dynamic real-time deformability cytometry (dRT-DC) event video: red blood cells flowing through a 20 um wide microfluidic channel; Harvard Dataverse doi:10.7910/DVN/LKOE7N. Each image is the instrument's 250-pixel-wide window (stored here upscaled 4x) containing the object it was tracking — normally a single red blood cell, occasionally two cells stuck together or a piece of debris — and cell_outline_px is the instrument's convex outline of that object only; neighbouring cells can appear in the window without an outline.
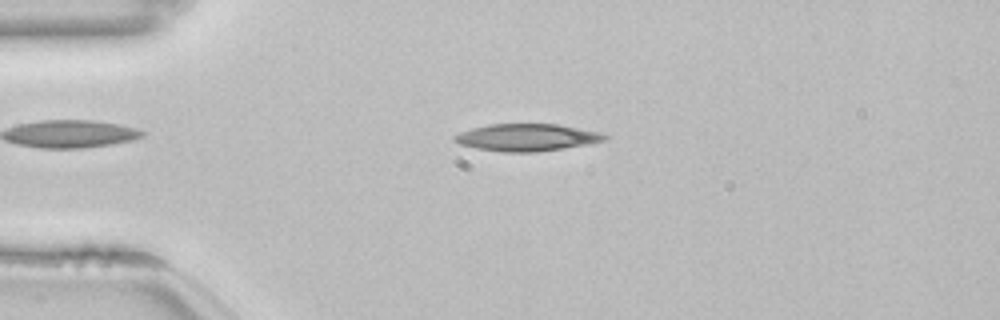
{"species": "common noctule bat (a hibernating species)", "species_latin": "Nyctalus noctula", "temperature_condition": "room temperature", "stored_images_in_passage": 39, "camera_frame_rate_fps": 3000, "um_per_image_px": 0.085, "animal": {"sex": "female", "body_mass_g": 22.7, "forearm_length_mm": 54.2}, "frame": {"image": 1, "passage_image": 12, "time_ms": 3.667, "image_size_px": [1000, 320], "cell_outline_px": [[608, 140], [536, 152], [500, 152], [476, 148], [460, 144], [452, 140], [452, 136], [460, 132], [472, 128], [488, 124], [556, 124], [600, 132], [608, 136]], "centroid_in_image_um": [44.72, 11.68], "position_along_channel_um": 40.3, "area_um2": 23.64}}
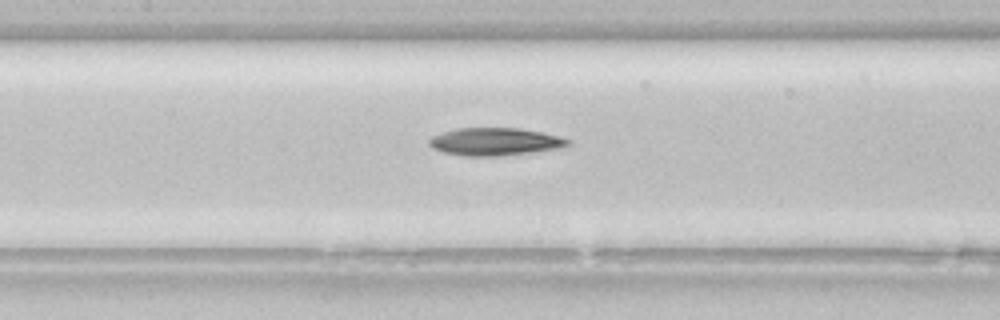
{"frame": {"image": 2, "passage_image": 24, "time_ms": 7.667, "image_size_px": [1000, 320], "cell_outline_px": [[572, 144], [560, 148], [500, 156], [464, 156], [444, 152], [432, 148], [428, 144], [428, 140], [432, 136], [456, 128], [520, 128], [560, 136], [572, 140]], "centroid_in_image_um": [42.09, 12.04], "position_along_channel_um": 165.3, "area_um2": 22.43}}
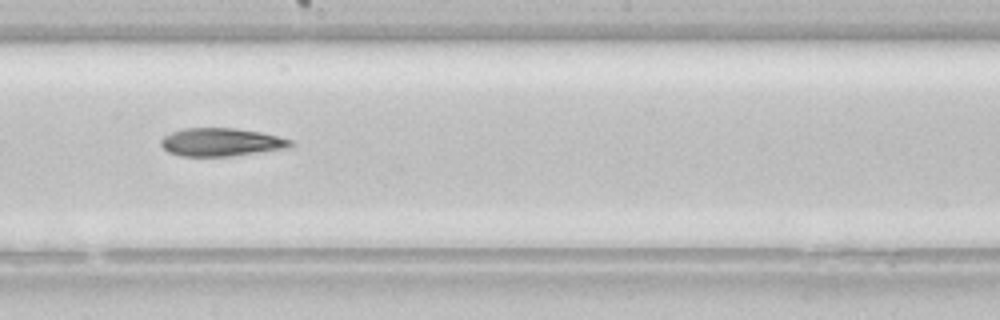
{"frame": {"image": 3, "passage_image": 29, "time_ms": 9.333, "image_size_px": [1000, 320], "cell_outline_px": [[296, 144], [288, 148], [232, 156], [180, 156], [168, 152], [160, 144], [160, 140], [164, 136], [172, 132], [184, 128], [236, 128], [260, 132], [292, 140]], "centroid_in_image_um": [18.8, 12.08], "position_along_channel_um": 229.4, "area_um2": 21.27}}